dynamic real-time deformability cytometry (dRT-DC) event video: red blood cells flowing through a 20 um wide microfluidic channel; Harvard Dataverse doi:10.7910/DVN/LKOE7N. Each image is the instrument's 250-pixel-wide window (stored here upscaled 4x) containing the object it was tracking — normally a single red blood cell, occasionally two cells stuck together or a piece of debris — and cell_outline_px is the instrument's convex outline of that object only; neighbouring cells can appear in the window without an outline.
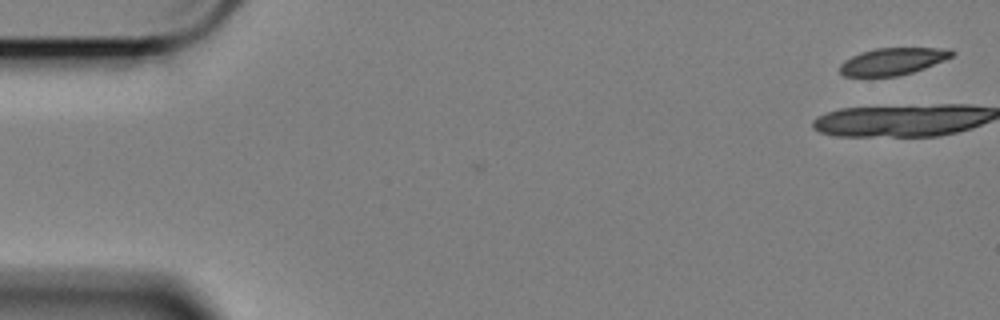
{"species": "Egyptian fruit bat (a non-hibernating species)", "species_latin": "Rousettus aegyptiacus", "temperature_condition": "cold", "stored_images_in_passage": 2, "camera_frame_rate_fps": 3000, "um_per_image_px": 0.085, "animal": {"sex": "female"}, "frame": {"image": 1, "passage_image": 2, "time_ms": 0.333, "image_size_px": [1000, 320], "cell_outline_px": [[956, 52], [952, 56], [944, 60], [924, 68], [912, 72], [896, 76], [844, 76], [840, 72], [840, 64], [844, 60], [860, 52], [876, 48], [952, 48]], "centroid_in_image_um": [75.89, 5.2], "position_along_channel_um": 9.1, "area_um2": 17.63}}